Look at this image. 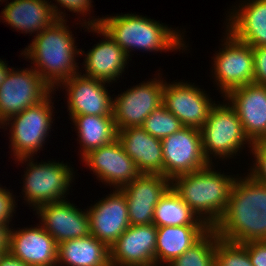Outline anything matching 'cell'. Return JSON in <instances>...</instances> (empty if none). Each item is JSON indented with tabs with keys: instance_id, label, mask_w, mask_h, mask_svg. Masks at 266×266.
Wrapping results in <instances>:
<instances>
[{
	"instance_id": "cell-38",
	"label": "cell",
	"mask_w": 266,
	"mask_h": 266,
	"mask_svg": "<svg viewBox=\"0 0 266 266\" xmlns=\"http://www.w3.org/2000/svg\"><path fill=\"white\" fill-rule=\"evenodd\" d=\"M0 266H30L13 256L9 251L0 254Z\"/></svg>"
},
{
	"instance_id": "cell-24",
	"label": "cell",
	"mask_w": 266,
	"mask_h": 266,
	"mask_svg": "<svg viewBox=\"0 0 266 266\" xmlns=\"http://www.w3.org/2000/svg\"><path fill=\"white\" fill-rule=\"evenodd\" d=\"M231 14L227 31L234 38L251 47L266 46V0H249Z\"/></svg>"
},
{
	"instance_id": "cell-18",
	"label": "cell",
	"mask_w": 266,
	"mask_h": 266,
	"mask_svg": "<svg viewBox=\"0 0 266 266\" xmlns=\"http://www.w3.org/2000/svg\"><path fill=\"white\" fill-rule=\"evenodd\" d=\"M235 109L246 136L252 143L266 134V86L247 84L232 89L226 95Z\"/></svg>"
},
{
	"instance_id": "cell-30",
	"label": "cell",
	"mask_w": 266,
	"mask_h": 266,
	"mask_svg": "<svg viewBox=\"0 0 266 266\" xmlns=\"http://www.w3.org/2000/svg\"><path fill=\"white\" fill-rule=\"evenodd\" d=\"M141 127L151 136L162 140L184 126L162 103L145 119Z\"/></svg>"
},
{
	"instance_id": "cell-21",
	"label": "cell",
	"mask_w": 266,
	"mask_h": 266,
	"mask_svg": "<svg viewBox=\"0 0 266 266\" xmlns=\"http://www.w3.org/2000/svg\"><path fill=\"white\" fill-rule=\"evenodd\" d=\"M117 139L141 174L163 175L162 142L141 126L117 130Z\"/></svg>"
},
{
	"instance_id": "cell-10",
	"label": "cell",
	"mask_w": 266,
	"mask_h": 266,
	"mask_svg": "<svg viewBox=\"0 0 266 266\" xmlns=\"http://www.w3.org/2000/svg\"><path fill=\"white\" fill-rule=\"evenodd\" d=\"M153 81L132 87L113 100V118L117 130L139 127L163 103L165 82Z\"/></svg>"
},
{
	"instance_id": "cell-1",
	"label": "cell",
	"mask_w": 266,
	"mask_h": 266,
	"mask_svg": "<svg viewBox=\"0 0 266 266\" xmlns=\"http://www.w3.org/2000/svg\"><path fill=\"white\" fill-rule=\"evenodd\" d=\"M239 179H235L225 211L212 228L220 239L238 244L266 240V185L250 175Z\"/></svg>"
},
{
	"instance_id": "cell-29",
	"label": "cell",
	"mask_w": 266,
	"mask_h": 266,
	"mask_svg": "<svg viewBox=\"0 0 266 266\" xmlns=\"http://www.w3.org/2000/svg\"><path fill=\"white\" fill-rule=\"evenodd\" d=\"M217 233L210 228L183 255L174 259L168 266H214Z\"/></svg>"
},
{
	"instance_id": "cell-22",
	"label": "cell",
	"mask_w": 266,
	"mask_h": 266,
	"mask_svg": "<svg viewBox=\"0 0 266 266\" xmlns=\"http://www.w3.org/2000/svg\"><path fill=\"white\" fill-rule=\"evenodd\" d=\"M89 27L87 29L92 28L91 31L103 35L106 40L98 43L86 54L83 64L86 74L83 75L105 83L112 82L124 71L128 56L99 25Z\"/></svg>"
},
{
	"instance_id": "cell-4",
	"label": "cell",
	"mask_w": 266,
	"mask_h": 266,
	"mask_svg": "<svg viewBox=\"0 0 266 266\" xmlns=\"http://www.w3.org/2000/svg\"><path fill=\"white\" fill-rule=\"evenodd\" d=\"M99 25L126 52L131 49L147 51L176 50L185 47L178 32L157 21L134 14L99 18L87 22Z\"/></svg>"
},
{
	"instance_id": "cell-39",
	"label": "cell",
	"mask_w": 266,
	"mask_h": 266,
	"mask_svg": "<svg viewBox=\"0 0 266 266\" xmlns=\"http://www.w3.org/2000/svg\"><path fill=\"white\" fill-rule=\"evenodd\" d=\"M9 71L10 68H8L7 64H5L4 61L0 59V86L4 83V80L6 79Z\"/></svg>"
},
{
	"instance_id": "cell-16",
	"label": "cell",
	"mask_w": 266,
	"mask_h": 266,
	"mask_svg": "<svg viewBox=\"0 0 266 266\" xmlns=\"http://www.w3.org/2000/svg\"><path fill=\"white\" fill-rule=\"evenodd\" d=\"M90 233L109 248L130 226L125 194L116 189L87 210Z\"/></svg>"
},
{
	"instance_id": "cell-34",
	"label": "cell",
	"mask_w": 266,
	"mask_h": 266,
	"mask_svg": "<svg viewBox=\"0 0 266 266\" xmlns=\"http://www.w3.org/2000/svg\"><path fill=\"white\" fill-rule=\"evenodd\" d=\"M242 245L248 251L253 266H266V240L248 241Z\"/></svg>"
},
{
	"instance_id": "cell-33",
	"label": "cell",
	"mask_w": 266,
	"mask_h": 266,
	"mask_svg": "<svg viewBox=\"0 0 266 266\" xmlns=\"http://www.w3.org/2000/svg\"><path fill=\"white\" fill-rule=\"evenodd\" d=\"M254 53V84L266 86V46L252 47Z\"/></svg>"
},
{
	"instance_id": "cell-2",
	"label": "cell",
	"mask_w": 266,
	"mask_h": 266,
	"mask_svg": "<svg viewBox=\"0 0 266 266\" xmlns=\"http://www.w3.org/2000/svg\"><path fill=\"white\" fill-rule=\"evenodd\" d=\"M64 19H57L35 36L24 50V56L33 61L34 69L53 89L77 73L76 54H83L74 46V38ZM27 50V51H26ZM75 56V57H74ZM37 67V68H36Z\"/></svg>"
},
{
	"instance_id": "cell-37",
	"label": "cell",
	"mask_w": 266,
	"mask_h": 266,
	"mask_svg": "<svg viewBox=\"0 0 266 266\" xmlns=\"http://www.w3.org/2000/svg\"><path fill=\"white\" fill-rule=\"evenodd\" d=\"M9 225L0 223V253L9 251Z\"/></svg>"
},
{
	"instance_id": "cell-9",
	"label": "cell",
	"mask_w": 266,
	"mask_h": 266,
	"mask_svg": "<svg viewBox=\"0 0 266 266\" xmlns=\"http://www.w3.org/2000/svg\"><path fill=\"white\" fill-rule=\"evenodd\" d=\"M27 164L24 178L25 200L35 209L43 204L64 201L66 191L72 181L73 172L69 166L57 162Z\"/></svg>"
},
{
	"instance_id": "cell-27",
	"label": "cell",
	"mask_w": 266,
	"mask_h": 266,
	"mask_svg": "<svg viewBox=\"0 0 266 266\" xmlns=\"http://www.w3.org/2000/svg\"><path fill=\"white\" fill-rule=\"evenodd\" d=\"M78 130L83 151L82 157L91 150L105 146L117 139L113 116L78 115L70 116Z\"/></svg>"
},
{
	"instance_id": "cell-20",
	"label": "cell",
	"mask_w": 266,
	"mask_h": 266,
	"mask_svg": "<svg viewBox=\"0 0 266 266\" xmlns=\"http://www.w3.org/2000/svg\"><path fill=\"white\" fill-rule=\"evenodd\" d=\"M9 252L30 266H56L58 245L42 227L9 232Z\"/></svg>"
},
{
	"instance_id": "cell-8",
	"label": "cell",
	"mask_w": 266,
	"mask_h": 266,
	"mask_svg": "<svg viewBox=\"0 0 266 266\" xmlns=\"http://www.w3.org/2000/svg\"><path fill=\"white\" fill-rule=\"evenodd\" d=\"M52 91L35 69H10L0 86V125L44 100Z\"/></svg>"
},
{
	"instance_id": "cell-15",
	"label": "cell",
	"mask_w": 266,
	"mask_h": 266,
	"mask_svg": "<svg viewBox=\"0 0 266 266\" xmlns=\"http://www.w3.org/2000/svg\"><path fill=\"white\" fill-rule=\"evenodd\" d=\"M82 160L99 180L114 185L115 189H121L141 174L118 139L91 150Z\"/></svg>"
},
{
	"instance_id": "cell-14",
	"label": "cell",
	"mask_w": 266,
	"mask_h": 266,
	"mask_svg": "<svg viewBox=\"0 0 266 266\" xmlns=\"http://www.w3.org/2000/svg\"><path fill=\"white\" fill-rule=\"evenodd\" d=\"M163 104L185 127L201 128L215 103L200 88L189 83L176 82L163 88Z\"/></svg>"
},
{
	"instance_id": "cell-11",
	"label": "cell",
	"mask_w": 266,
	"mask_h": 266,
	"mask_svg": "<svg viewBox=\"0 0 266 266\" xmlns=\"http://www.w3.org/2000/svg\"><path fill=\"white\" fill-rule=\"evenodd\" d=\"M222 51L214 58V74L224 96L232 89L254 83V53L250 45L226 33Z\"/></svg>"
},
{
	"instance_id": "cell-41",
	"label": "cell",
	"mask_w": 266,
	"mask_h": 266,
	"mask_svg": "<svg viewBox=\"0 0 266 266\" xmlns=\"http://www.w3.org/2000/svg\"><path fill=\"white\" fill-rule=\"evenodd\" d=\"M107 266H117V265H114V264L109 263Z\"/></svg>"
},
{
	"instance_id": "cell-28",
	"label": "cell",
	"mask_w": 266,
	"mask_h": 266,
	"mask_svg": "<svg viewBox=\"0 0 266 266\" xmlns=\"http://www.w3.org/2000/svg\"><path fill=\"white\" fill-rule=\"evenodd\" d=\"M153 224L156 227L208 225L190 209L171 187L157 203Z\"/></svg>"
},
{
	"instance_id": "cell-5",
	"label": "cell",
	"mask_w": 266,
	"mask_h": 266,
	"mask_svg": "<svg viewBox=\"0 0 266 266\" xmlns=\"http://www.w3.org/2000/svg\"><path fill=\"white\" fill-rule=\"evenodd\" d=\"M200 131L203 154L210 163L212 159L209 154L229 158L230 155L236 154L245 142L253 144L246 136L235 109L229 103L215 104Z\"/></svg>"
},
{
	"instance_id": "cell-25",
	"label": "cell",
	"mask_w": 266,
	"mask_h": 266,
	"mask_svg": "<svg viewBox=\"0 0 266 266\" xmlns=\"http://www.w3.org/2000/svg\"><path fill=\"white\" fill-rule=\"evenodd\" d=\"M208 225H182L157 227L155 266L183 255L208 230ZM162 261V262H160Z\"/></svg>"
},
{
	"instance_id": "cell-3",
	"label": "cell",
	"mask_w": 266,
	"mask_h": 266,
	"mask_svg": "<svg viewBox=\"0 0 266 266\" xmlns=\"http://www.w3.org/2000/svg\"><path fill=\"white\" fill-rule=\"evenodd\" d=\"M211 168L210 163L203 169L179 175L172 180L171 184L173 190L196 216L198 215L199 219L210 228L217 223L225 211L236 179L217 173Z\"/></svg>"
},
{
	"instance_id": "cell-23",
	"label": "cell",
	"mask_w": 266,
	"mask_h": 266,
	"mask_svg": "<svg viewBox=\"0 0 266 266\" xmlns=\"http://www.w3.org/2000/svg\"><path fill=\"white\" fill-rule=\"evenodd\" d=\"M46 0H13L3 9L2 20L16 30L36 35L49 27L57 19H64L63 12ZM59 11V12H58ZM63 17V18H62Z\"/></svg>"
},
{
	"instance_id": "cell-19",
	"label": "cell",
	"mask_w": 266,
	"mask_h": 266,
	"mask_svg": "<svg viewBox=\"0 0 266 266\" xmlns=\"http://www.w3.org/2000/svg\"><path fill=\"white\" fill-rule=\"evenodd\" d=\"M36 210L42 221V227L58 244L90 235V219L87 211L78 210L64 200L43 204Z\"/></svg>"
},
{
	"instance_id": "cell-17",
	"label": "cell",
	"mask_w": 266,
	"mask_h": 266,
	"mask_svg": "<svg viewBox=\"0 0 266 266\" xmlns=\"http://www.w3.org/2000/svg\"><path fill=\"white\" fill-rule=\"evenodd\" d=\"M62 85L67 88L71 116H113V98L106 91L105 82L77 73Z\"/></svg>"
},
{
	"instance_id": "cell-12",
	"label": "cell",
	"mask_w": 266,
	"mask_h": 266,
	"mask_svg": "<svg viewBox=\"0 0 266 266\" xmlns=\"http://www.w3.org/2000/svg\"><path fill=\"white\" fill-rule=\"evenodd\" d=\"M171 184L161 174H140L123 186L120 190L125 194L130 225L153 224L155 207Z\"/></svg>"
},
{
	"instance_id": "cell-13",
	"label": "cell",
	"mask_w": 266,
	"mask_h": 266,
	"mask_svg": "<svg viewBox=\"0 0 266 266\" xmlns=\"http://www.w3.org/2000/svg\"><path fill=\"white\" fill-rule=\"evenodd\" d=\"M157 227L130 225L111 245L110 263L117 266H155Z\"/></svg>"
},
{
	"instance_id": "cell-31",
	"label": "cell",
	"mask_w": 266,
	"mask_h": 266,
	"mask_svg": "<svg viewBox=\"0 0 266 266\" xmlns=\"http://www.w3.org/2000/svg\"><path fill=\"white\" fill-rule=\"evenodd\" d=\"M214 266H253L248 251L242 244L218 239Z\"/></svg>"
},
{
	"instance_id": "cell-6",
	"label": "cell",
	"mask_w": 266,
	"mask_h": 266,
	"mask_svg": "<svg viewBox=\"0 0 266 266\" xmlns=\"http://www.w3.org/2000/svg\"><path fill=\"white\" fill-rule=\"evenodd\" d=\"M50 94L41 102L8 118L2 125L11 123V146L15 159L28 161L42 147L51 129L52 105ZM8 122V123H7Z\"/></svg>"
},
{
	"instance_id": "cell-35",
	"label": "cell",
	"mask_w": 266,
	"mask_h": 266,
	"mask_svg": "<svg viewBox=\"0 0 266 266\" xmlns=\"http://www.w3.org/2000/svg\"><path fill=\"white\" fill-rule=\"evenodd\" d=\"M9 190L0 187V223L9 225L12 213L15 211V200Z\"/></svg>"
},
{
	"instance_id": "cell-40",
	"label": "cell",
	"mask_w": 266,
	"mask_h": 266,
	"mask_svg": "<svg viewBox=\"0 0 266 266\" xmlns=\"http://www.w3.org/2000/svg\"><path fill=\"white\" fill-rule=\"evenodd\" d=\"M261 146L266 148V134L263 136V138L258 142Z\"/></svg>"
},
{
	"instance_id": "cell-36",
	"label": "cell",
	"mask_w": 266,
	"mask_h": 266,
	"mask_svg": "<svg viewBox=\"0 0 266 266\" xmlns=\"http://www.w3.org/2000/svg\"><path fill=\"white\" fill-rule=\"evenodd\" d=\"M59 5L61 4V7L69 9L71 12L73 11L74 13H82L81 15L84 16V13L89 11L90 12V7L91 5V0H56Z\"/></svg>"
},
{
	"instance_id": "cell-7",
	"label": "cell",
	"mask_w": 266,
	"mask_h": 266,
	"mask_svg": "<svg viewBox=\"0 0 266 266\" xmlns=\"http://www.w3.org/2000/svg\"><path fill=\"white\" fill-rule=\"evenodd\" d=\"M163 176L169 180L205 168L210 164L203 154L199 128L183 127L161 140Z\"/></svg>"
},
{
	"instance_id": "cell-32",
	"label": "cell",
	"mask_w": 266,
	"mask_h": 266,
	"mask_svg": "<svg viewBox=\"0 0 266 266\" xmlns=\"http://www.w3.org/2000/svg\"><path fill=\"white\" fill-rule=\"evenodd\" d=\"M251 151L255 155L256 163L251 169L252 172L249 175L259 183L266 185V148L261 146L258 142L253 143Z\"/></svg>"
},
{
	"instance_id": "cell-26",
	"label": "cell",
	"mask_w": 266,
	"mask_h": 266,
	"mask_svg": "<svg viewBox=\"0 0 266 266\" xmlns=\"http://www.w3.org/2000/svg\"><path fill=\"white\" fill-rule=\"evenodd\" d=\"M57 263L67 266H107L110 263V249L92 234L71 239L58 244Z\"/></svg>"
}]
</instances>
